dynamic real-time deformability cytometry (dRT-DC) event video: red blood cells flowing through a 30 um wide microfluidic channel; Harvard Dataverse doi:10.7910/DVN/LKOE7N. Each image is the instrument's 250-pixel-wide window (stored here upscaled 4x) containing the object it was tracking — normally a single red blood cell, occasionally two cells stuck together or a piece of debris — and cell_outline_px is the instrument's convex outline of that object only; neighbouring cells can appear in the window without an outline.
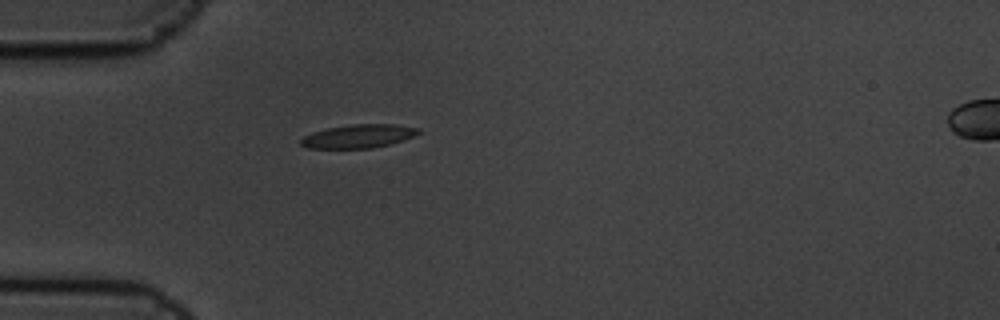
{"species": "common noctule bat (a hibernating species)", "species_latin": "Nyctalus noctula", "temperature_condition": "cold", "stored_images_in_passage": 1, "camera_frame_rate_fps": 3000, "um_per_image_px": 0.085, "animal": {"sex": "male", "body_mass_g": 19.5, "forearm_length_mm": 54.6}, "frame": {"image": 1, "passage_image": 1, "time_ms": 0.0, "image_size_px": [1000, 320], "cell_outline_px": [[420, 132], [416, 136], [404, 140], [372, 148], [304, 148], [300, 144], [300, 140], [304, 136], [312, 132], [328, 128], [352, 124], [396, 124], [420, 128]], "centroid_in_image_um": [30.48, 11.57], "position_along_channel_um": 54.5, "area_um2": 16.18}}